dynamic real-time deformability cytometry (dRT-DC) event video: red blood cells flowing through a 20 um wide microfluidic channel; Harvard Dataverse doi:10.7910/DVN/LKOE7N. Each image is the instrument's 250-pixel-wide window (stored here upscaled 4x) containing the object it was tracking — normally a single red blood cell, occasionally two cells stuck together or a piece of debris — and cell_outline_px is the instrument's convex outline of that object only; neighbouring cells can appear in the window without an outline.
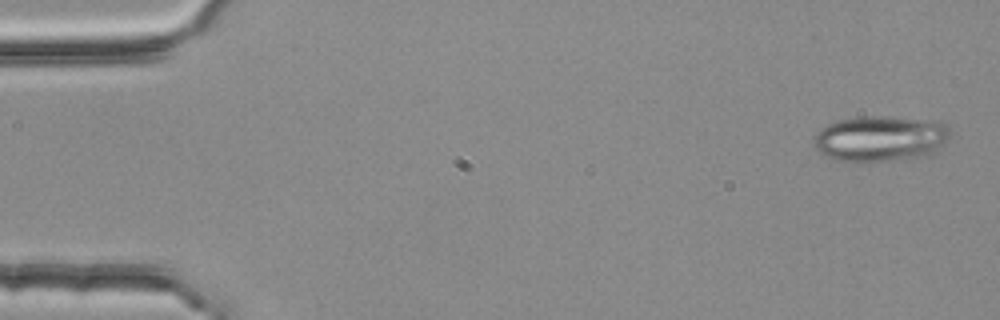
{"species": "common noctule bat (a hibernating species)", "species_latin": "Nyctalus noctula", "temperature_condition": "room temperature", "stored_images_in_passage": 3, "camera_frame_rate_fps": 3000, "um_per_image_px": 0.085, "animal": {"sex": "female", "body_mass_g": 25.1}, "frame": {"image": 1, "passage_image": 1, "time_ms": 0.0, "image_size_px": [1000, 320], "cell_outline_px": [[952, 136], [944, 144], [932, 152], [924, 156], [888, 160], [836, 160], [824, 156], [812, 144], [820, 128], [836, 120], [856, 116], [888, 116], [940, 120], [948, 128]], "centroid_in_image_um": [74.85, 11.73], "position_along_channel_um": 10.2, "area_um2": 36.36}}